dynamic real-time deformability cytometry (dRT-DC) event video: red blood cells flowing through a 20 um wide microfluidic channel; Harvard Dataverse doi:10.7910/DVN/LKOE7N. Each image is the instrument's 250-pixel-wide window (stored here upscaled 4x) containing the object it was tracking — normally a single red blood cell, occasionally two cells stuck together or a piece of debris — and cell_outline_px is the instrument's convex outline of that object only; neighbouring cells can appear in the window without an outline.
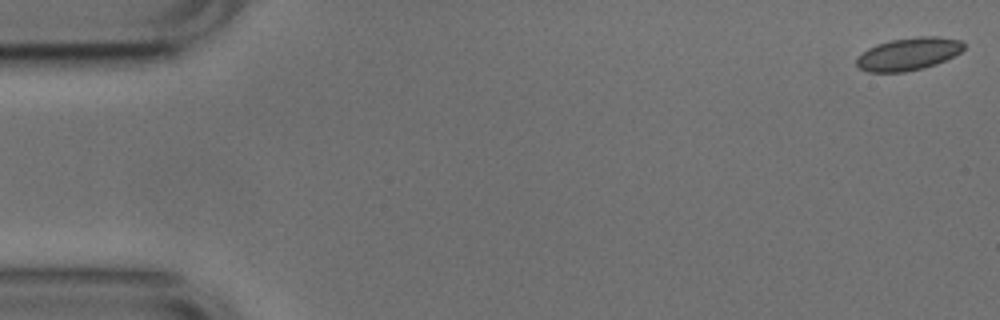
{"species": "common noctule bat (a hibernating species)", "species_latin": "Nyctalus noctula", "temperature_condition": "cold", "stored_images_in_passage": 7, "camera_frame_rate_fps": 3000, "um_per_image_px": 0.085, "animal": {"sex": "male", "body_mass_g": 17.9, "forearm_length_mm": 54.2}, "frame": {"image": 1, "passage_image": 1, "time_ms": 0.0, "image_size_px": [1000, 320], "cell_outline_px": [[964, 48], [960, 52], [936, 64], [924, 68], [904, 72], [868, 72], [860, 68], [856, 64], [856, 60], [868, 48], [876, 44], [892, 40], [920, 36], [936, 36], [960, 40], [964, 44]], "centroid_in_image_um": [77.22, 4.59], "position_along_channel_um": 7.8, "area_um2": 20.17}}